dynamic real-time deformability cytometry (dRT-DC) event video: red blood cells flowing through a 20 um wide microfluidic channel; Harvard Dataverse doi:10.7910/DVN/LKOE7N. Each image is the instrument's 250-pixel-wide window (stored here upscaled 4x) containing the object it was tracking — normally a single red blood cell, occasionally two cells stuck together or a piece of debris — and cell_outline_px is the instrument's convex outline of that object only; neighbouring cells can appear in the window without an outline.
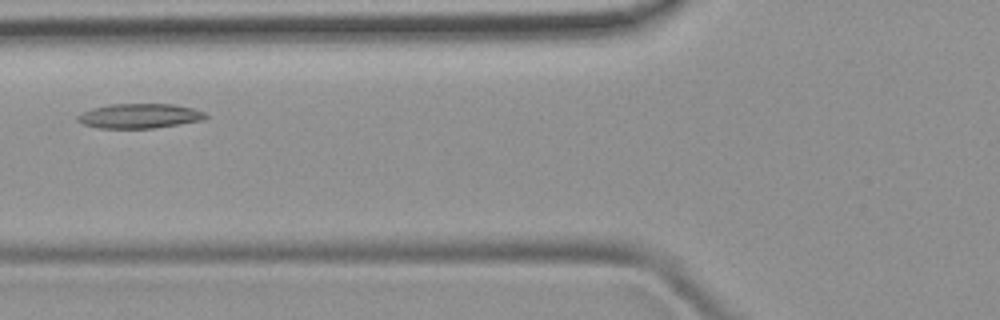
{"species": "common noctule bat (a hibernating species)", "species_latin": "Nyctalus noctula", "temperature_condition": "room temperature", "stored_images_in_passage": 4, "camera_frame_rate_fps": 3000, "um_per_image_px": 0.085, "animal": {"sex": "female", "body_mass_g": 19.9}, "frame": {"image": 1, "passage_image": 3, "time_ms": 2.333, "image_size_px": [1000, 320], "cell_outline_px": [[208, 116], [204, 120], [180, 124], [152, 128], [96, 128], [84, 124], [76, 120], [76, 116], [92, 108], [108, 104], [172, 104], [192, 108], [204, 112]], "centroid_in_image_um": [11.85, 9.85], "position_along_channel_um": 114.0, "area_um2": 18.38}}
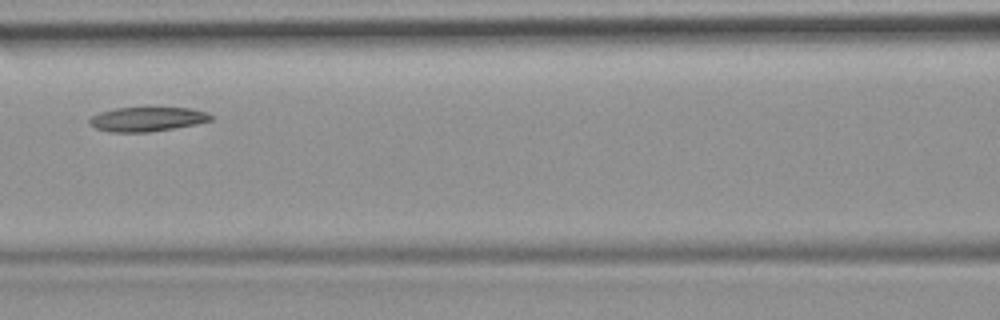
{"frame": {"image": 2, "passage_image": 4, "time_ms": 3.333, "image_size_px": [1000, 320], "cell_outline_px": [[212, 120], [196, 124], [148, 132], [108, 132], [96, 128], [88, 124], [88, 120], [92, 116], [100, 112], [116, 108], [192, 108], [208, 112], [212, 116]], "centroid_in_image_um": [12.49, 10.13], "position_along_channel_um": 154.1, "area_um2": 17.17}}